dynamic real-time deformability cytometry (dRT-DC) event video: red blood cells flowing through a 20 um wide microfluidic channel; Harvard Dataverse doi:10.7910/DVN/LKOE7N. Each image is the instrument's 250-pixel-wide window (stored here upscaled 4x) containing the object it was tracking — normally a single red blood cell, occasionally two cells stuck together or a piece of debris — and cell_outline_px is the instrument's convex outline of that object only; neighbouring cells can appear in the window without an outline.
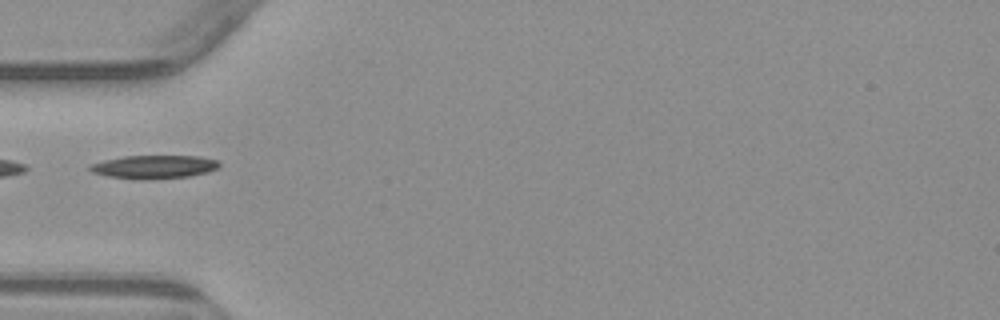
{"species": "common noctule bat (a hibernating species)", "species_latin": "Nyctalus noctula", "temperature_condition": "warm", "stored_images_in_passage": 5, "camera_frame_rate_fps": 3000, "um_per_image_px": 0.085, "animal": {"sex": "male", "body_mass_g": 23.1, "forearm_length_mm": 52.7}, "frame": {"image": 1, "passage_image": 5, "time_ms": 4.667, "image_size_px": [1000, 320], "cell_outline_px": [[220, 168], [208, 172], [188, 176], [132, 180], [108, 176], [92, 172], [88, 168], [88, 164], [104, 160], [124, 156], [200, 156], [216, 160], [220, 164]], "centroid_in_image_um": [13.07, 14.18], "position_along_channel_um": 71.9, "area_um2": 17.63}}